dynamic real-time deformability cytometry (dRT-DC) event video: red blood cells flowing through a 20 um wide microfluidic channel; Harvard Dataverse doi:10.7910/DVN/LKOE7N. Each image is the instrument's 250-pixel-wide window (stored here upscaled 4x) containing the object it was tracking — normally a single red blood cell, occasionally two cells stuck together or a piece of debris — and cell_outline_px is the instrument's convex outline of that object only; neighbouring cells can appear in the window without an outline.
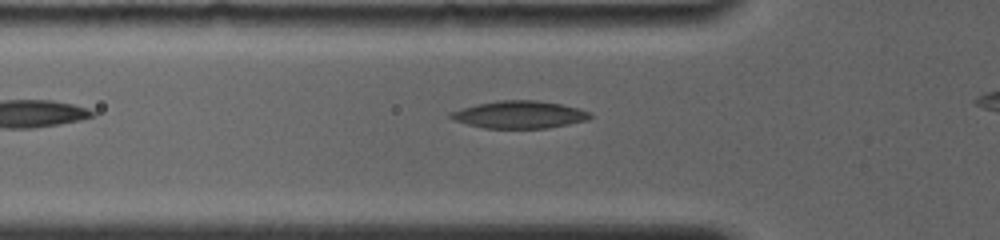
{"species": "common noctule bat (a hibernating species)", "species_latin": "Nyctalus noctula", "temperature_condition": "room temperature", "stored_images_in_passage": 41, "camera_frame_rate_fps": 4000, "um_per_image_px": 0.085, "animal": {"sex": "female", "body_mass_g": 19.0, "forearm_length_mm": 56.7}, "frame": {"image": 1, "passage_image": 2, "time_ms": 0.25, "image_size_px": [1000, 240], "cell_outline_px": [[592, 116], [588, 120], [548, 128], [484, 128], [452, 120], [448, 116], [448, 112], [476, 104], [500, 100], [536, 100], [560, 104], [592, 112]], "centroid_in_image_um": [44.13, 9.74], "position_along_channel_um": 81.7, "area_um2": 22.31}}
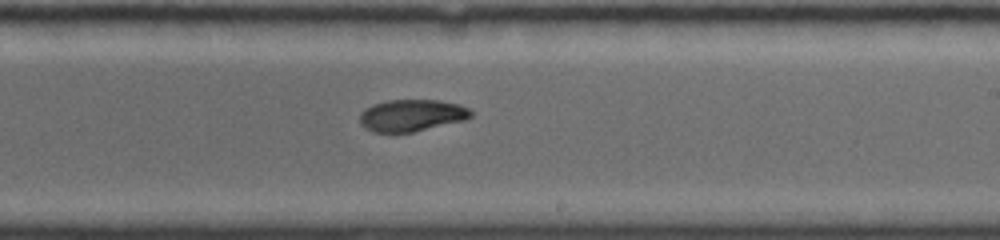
{"frame": {"image": 2, "passage_image": 20, "time_ms": 4.75, "image_size_px": [1000, 240], "cell_outline_px": [[472, 116], [464, 120], [412, 132], [372, 132], [364, 128], [360, 124], [360, 112], [364, 108], [372, 104], [384, 100], [440, 100], [460, 104], [468, 108], [472, 112]], "centroid_in_image_um": [34.95, 9.79], "position_along_channel_um": 254.0, "area_um2": 20.81}}
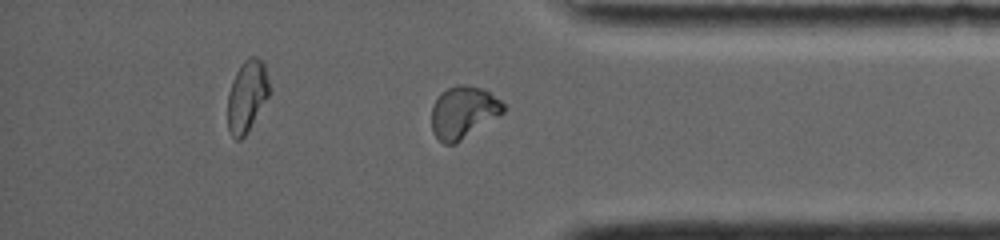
{"frame": {"image": 3, "passage_image": 35, "time_ms": 8.5, "image_size_px": [1000, 240], "cell_outline_px": [[504, 112], [456, 144], [444, 144], [432, 132], [432, 104], [440, 92], [448, 88], [460, 84], [464, 84], [480, 88], [488, 92], [500, 100], [504, 104]], "centroid_in_image_um": [39.35, 9.55], "position_along_channel_um": 395.8, "area_um2": 21.68}}